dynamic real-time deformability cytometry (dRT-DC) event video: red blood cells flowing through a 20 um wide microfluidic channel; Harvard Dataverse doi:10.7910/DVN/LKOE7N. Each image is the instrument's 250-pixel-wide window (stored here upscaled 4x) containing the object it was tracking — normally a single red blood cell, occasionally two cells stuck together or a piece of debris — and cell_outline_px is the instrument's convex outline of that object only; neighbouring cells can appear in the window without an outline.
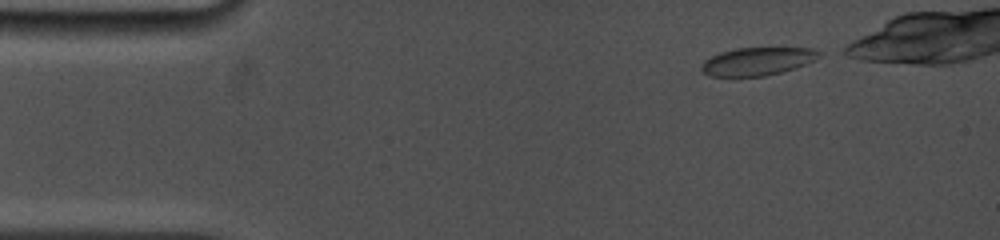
{"species": "common noctule bat (a hibernating species)", "species_latin": "Nyctalus noctula", "temperature_condition": "cold", "stored_images_in_passage": 6, "camera_frame_rate_fps": 5000, "um_per_image_px": 0.085, "animal": {"sex": "female", "body_mass_g": 19.0, "forearm_length_mm": 53.3}, "frame": {"image": 1, "passage_image": 1, "time_ms": 0.0, "image_size_px": [1000, 240], "cell_outline_px": [[820, 56], [796, 68], [764, 76], [708, 76], [700, 68], [704, 60], [720, 52], [736, 48], [812, 48], [820, 52]], "centroid_in_image_um": [64.34, 5.21], "position_along_channel_um": 20.7, "area_um2": 18.96}}
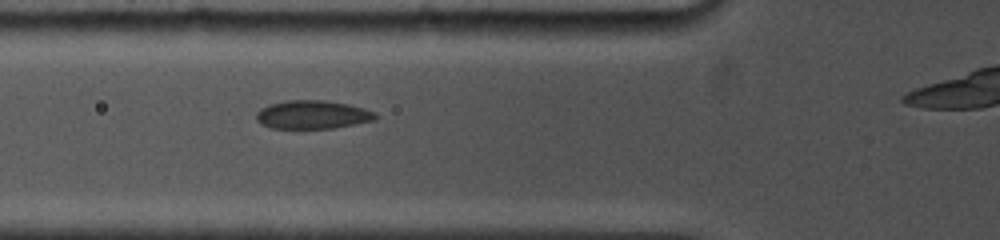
{"frame": {"image": 2, "passage_image": 6, "time_ms": 4.0, "image_size_px": [1000, 240], "cell_outline_px": [[376, 120], [332, 128], [272, 128], [260, 124], [256, 120], [256, 112], [260, 108], [268, 104], [284, 100], [324, 100], [348, 104], [364, 108], [376, 112]], "centroid_in_image_um": [26.53, 9.73], "position_along_channel_um": 99.3, "area_um2": 19.88}}